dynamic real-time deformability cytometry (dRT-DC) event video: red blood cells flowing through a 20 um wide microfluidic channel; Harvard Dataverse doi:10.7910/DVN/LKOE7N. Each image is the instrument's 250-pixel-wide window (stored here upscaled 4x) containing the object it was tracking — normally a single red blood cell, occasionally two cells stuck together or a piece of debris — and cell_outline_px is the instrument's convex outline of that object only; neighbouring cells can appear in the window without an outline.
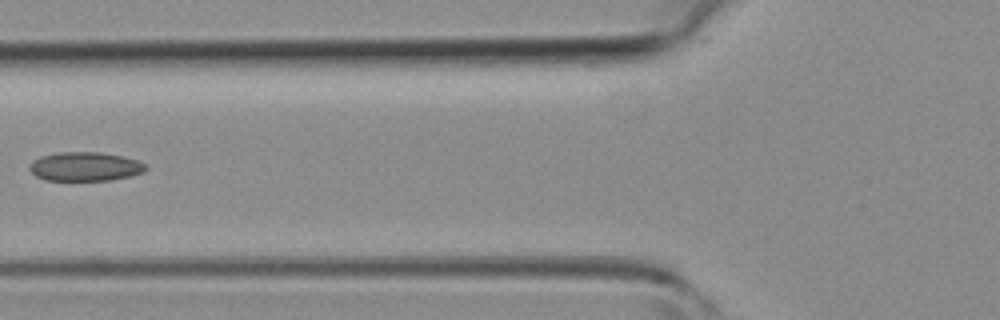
{"species": "common noctule bat (a hibernating species)", "species_latin": "Nyctalus noctula", "temperature_condition": "room temperature", "stored_images_in_passage": 2, "camera_frame_rate_fps": 3000, "um_per_image_px": 0.085, "animal": {"sex": "female", "body_mass_g": 19.3, "forearm_length_mm": 54.1}, "frame": {"image": 1, "passage_image": 2, "time_ms": 1.0, "image_size_px": [1000, 320], "cell_outline_px": [[148, 168], [144, 172], [132, 176], [112, 180], [44, 180], [36, 176], [28, 168], [32, 160], [40, 156], [60, 152], [96, 152], [120, 156], [136, 160], [148, 164]], "centroid_in_image_um": [7.24, 14.16], "position_along_channel_um": 118.6, "area_um2": 19.71}}